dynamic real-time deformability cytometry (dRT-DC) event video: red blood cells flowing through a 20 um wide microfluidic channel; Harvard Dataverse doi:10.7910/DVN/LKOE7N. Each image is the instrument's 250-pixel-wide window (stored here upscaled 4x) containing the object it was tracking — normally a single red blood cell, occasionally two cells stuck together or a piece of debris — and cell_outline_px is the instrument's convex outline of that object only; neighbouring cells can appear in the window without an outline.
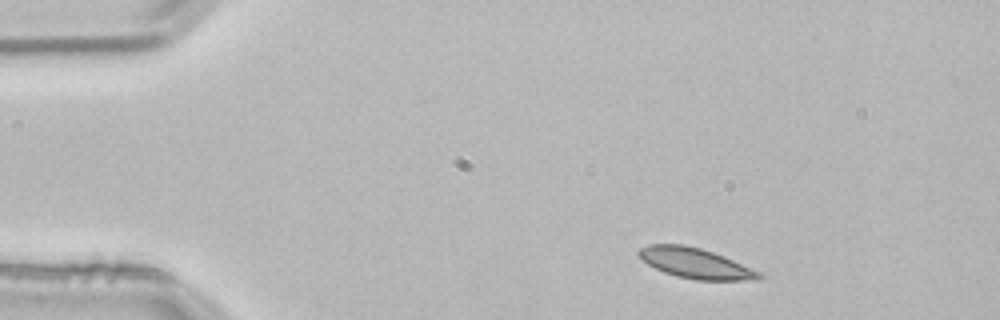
{"species": "common noctule bat (a hibernating species)", "species_latin": "Nyctalus noctula", "temperature_condition": "room temperature", "stored_images_in_passage": 2, "camera_frame_rate_fps": 3000, "um_per_image_px": 0.085, "animal": {"sex": "male", "body_mass_g": 21.5, "forearm_length_mm": 52.0}, "frame": {"image": 1, "passage_image": 1, "time_ms": 0.0, "image_size_px": [1000, 320], "cell_outline_px": [[764, 276], [760, 280], [696, 280], [676, 276], [664, 272], [640, 260], [636, 252], [640, 248], [648, 244], [684, 244], [700, 248], [724, 256], [760, 272]], "centroid_in_image_um": [59.08, 22.37], "position_along_channel_um": 25.9, "area_um2": 21.33}}